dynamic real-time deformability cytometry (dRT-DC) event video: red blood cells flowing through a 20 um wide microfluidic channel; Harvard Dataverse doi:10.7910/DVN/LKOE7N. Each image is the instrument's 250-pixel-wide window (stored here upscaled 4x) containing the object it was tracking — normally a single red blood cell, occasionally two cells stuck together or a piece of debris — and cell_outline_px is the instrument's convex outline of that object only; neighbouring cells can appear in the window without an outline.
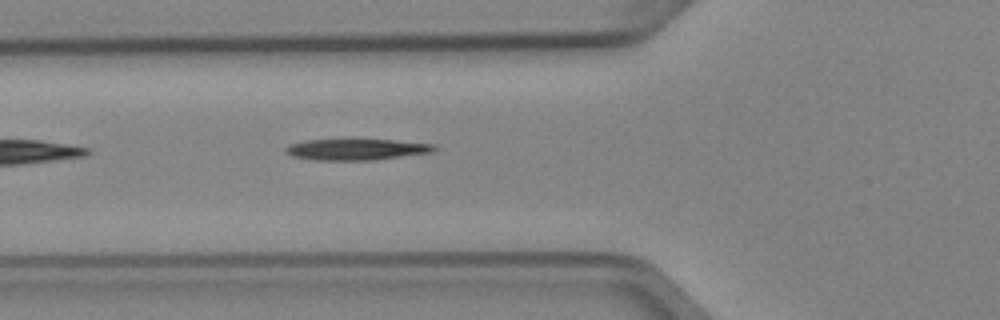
{"species": "Egyptian fruit bat (a non-hibernating species)", "species_latin": "Rousettus aegyptiacus", "temperature_condition": "cold", "stored_images_in_passage": 3, "camera_frame_rate_fps": 3000, "um_per_image_px": 0.085, "animal": {"sex": "female"}, "frame": {"image": 1, "passage_image": 3, "time_ms": 0.667, "image_size_px": [1000, 320], "cell_outline_px": [[436, 148], [432, 152], [372, 160], [316, 160], [292, 156], [284, 152], [284, 148], [288, 144], [304, 140], [392, 140], [436, 144]], "centroid_in_image_um": [30.24, 12.7], "position_along_channel_um": 95.6, "area_um2": 18.21}}